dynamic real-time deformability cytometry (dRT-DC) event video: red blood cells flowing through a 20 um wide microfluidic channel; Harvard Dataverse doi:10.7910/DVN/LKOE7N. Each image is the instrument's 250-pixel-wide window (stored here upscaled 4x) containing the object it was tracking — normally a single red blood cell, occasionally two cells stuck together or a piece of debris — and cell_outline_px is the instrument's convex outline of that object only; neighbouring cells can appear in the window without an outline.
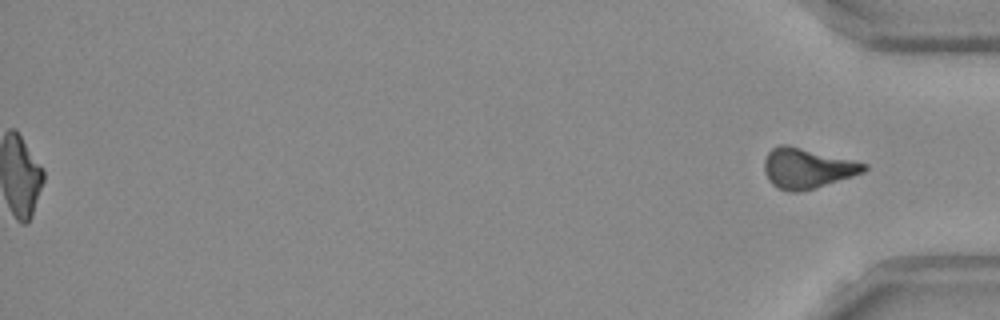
{"species": "Egyptian fruit bat (a non-hibernating species)", "species_latin": "Rousettus aegyptiacus", "temperature_condition": "room temperature", "stored_images_in_passage": 48, "segment_of_instrument_passage": [2, 2], "camera_frame_rate_fps": 3000, "um_per_image_px": 0.085, "frame": {"image": 1, "passage_image": 48, "time_ms": 15.667, "image_size_px": [1000, 320], "cell_outline_px": [[868, 168], [864, 172], [852, 176], [800, 192], [788, 192], [776, 188], [768, 180], [764, 172], [764, 160], [768, 152], [772, 148], [780, 144], [788, 144], [868, 164]], "centroid_in_image_um": [68.56, 14.3], "position_along_channel_um": 366.6, "area_um2": 23.35}}